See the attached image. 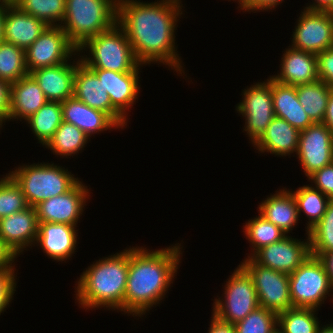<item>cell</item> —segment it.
Wrapping results in <instances>:
<instances>
[{
  "label": "cell",
  "instance_id": "4fadbf2b",
  "mask_svg": "<svg viewBox=\"0 0 333 333\" xmlns=\"http://www.w3.org/2000/svg\"><path fill=\"white\" fill-rule=\"evenodd\" d=\"M296 154L304 174L309 177L322 167L333 163V133L322 122L313 123L300 131Z\"/></svg>",
  "mask_w": 333,
  "mask_h": 333
},
{
  "label": "cell",
  "instance_id": "cb8c5ba5",
  "mask_svg": "<svg viewBox=\"0 0 333 333\" xmlns=\"http://www.w3.org/2000/svg\"><path fill=\"white\" fill-rule=\"evenodd\" d=\"M61 104L63 121L77 126L89 137L113 127L121 128L107 113L91 108L74 97Z\"/></svg>",
  "mask_w": 333,
  "mask_h": 333
},
{
  "label": "cell",
  "instance_id": "5bb4252c",
  "mask_svg": "<svg viewBox=\"0 0 333 333\" xmlns=\"http://www.w3.org/2000/svg\"><path fill=\"white\" fill-rule=\"evenodd\" d=\"M310 255L309 236L305 242L286 235L282 240L262 247L252 258L262 266L290 275Z\"/></svg>",
  "mask_w": 333,
  "mask_h": 333
},
{
  "label": "cell",
  "instance_id": "ee69618b",
  "mask_svg": "<svg viewBox=\"0 0 333 333\" xmlns=\"http://www.w3.org/2000/svg\"><path fill=\"white\" fill-rule=\"evenodd\" d=\"M208 331V333H236L234 324L223 322L214 315H212L211 324Z\"/></svg>",
  "mask_w": 333,
  "mask_h": 333
},
{
  "label": "cell",
  "instance_id": "4dcf8cb0",
  "mask_svg": "<svg viewBox=\"0 0 333 333\" xmlns=\"http://www.w3.org/2000/svg\"><path fill=\"white\" fill-rule=\"evenodd\" d=\"M292 194L297 204L298 214L303 211L309 218L306 230L308 233L325 214L329 198L314 186L309 185L299 187Z\"/></svg>",
  "mask_w": 333,
  "mask_h": 333
},
{
  "label": "cell",
  "instance_id": "d4e9b609",
  "mask_svg": "<svg viewBox=\"0 0 333 333\" xmlns=\"http://www.w3.org/2000/svg\"><path fill=\"white\" fill-rule=\"evenodd\" d=\"M300 131L284 119L274 117L264 134L254 144L264 153L287 156L297 153Z\"/></svg>",
  "mask_w": 333,
  "mask_h": 333
},
{
  "label": "cell",
  "instance_id": "ab89813d",
  "mask_svg": "<svg viewBox=\"0 0 333 333\" xmlns=\"http://www.w3.org/2000/svg\"><path fill=\"white\" fill-rule=\"evenodd\" d=\"M308 178L316 184L314 188L320 190L329 199H333V163L322 167Z\"/></svg>",
  "mask_w": 333,
  "mask_h": 333
},
{
  "label": "cell",
  "instance_id": "681fc988",
  "mask_svg": "<svg viewBox=\"0 0 333 333\" xmlns=\"http://www.w3.org/2000/svg\"><path fill=\"white\" fill-rule=\"evenodd\" d=\"M7 5L0 4V43L4 41V18Z\"/></svg>",
  "mask_w": 333,
  "mask_h": 333
},
{
  "label": "cell",
  "instance_id": "8992f818",
  "mask_svg": "<svg viewBox=\"0 0 333 333\" xmlns=\"http://www.w3.org/2000/svg\"><path fill=\"white\" fill-rule=\"evenodd\" d=\"M20 185L29 206L68 192L79 180L54 163L24 165L9 173Z\"/></svg>",
  "mask_w": 333,
  "mask_h": 333
},
{
  "label": "cell",
  "instance_id": "4316f807",
  "mask_svg": "<svg viewBox=\"0 0 333 333\" xmlns=\"http://www.w3.org/2000/svg\"><path fill=\"white\" fill-rule=\"evenodd\" d=\"M258 208V212L268 222L278 226L286 234L293 230L300 217L292 191L286 189L267 197Z\"/></svg>",
  "mask_w": 333,
  "mask_h": 333
},
{
  "label": "cell",
  "instance_id": "44dd1931",
  "mask_svg": "<svg viewBox=\"0 0 333 333\" xmlns=\"http://www.w3.org/2000/svg\"><path fill=\"white\" fill-rule=\"evenodd\" d=\"M76 226L64 223L38 222V234L35 244L47 256L57 261H64L71 258L76 250L77 230Z\"/></svg>",
  "mask_w": 333,
  "mask_h": 333
},
{
  "label": "cell",
  "instance_id": "1f68e13d",
  "mask_svg": "<svg viewBox=\"0 0 333 333\" xmlns=\"http://www.w3.org/2000/svg\"><path fill=\"white\" fill-rule=\"evenodd\" d=\"M25 50L12 43H0V79L9 84L28 75Z\"/></svg>",
  "mask_w": 333,
  "mask_h": 333
},
{
  "label": "cell",
  "instance_id": "f6af8a7d",
  "mask_svg": "<svg viewBox=\"0 0 333 333\" xmlns=\"http://www.w3.org/2000/svg\"><path fill=\"white\" fill-rule=\"evenodd\" d=\"M16 257L13 253L4 245L3 241L0 239V267L12 266Z\"/></svg>",
  "mask_w": 333,
  "mask_h": 333
},
{
  "label": "cell",
  "instance_id": "6da1fadb",
  "mask_svg": "<svg viewBox=\"0 0 333 333\" xmlns=\"http://www.w3.org/2000/svg\"><path fill=\"white\" fill-rule=\"evenodd\" d=\"M180 0H118L117 24L124 30L141 64L162 63L182 75V64L175 48L177 18L182 15ZM176 49V50H175Z\"/></svg>",
  "mask_w": 333,
  "mask_h": 333
},
{
  "label": "cell",
  "instance_id": "816d5d0a",
  "mask_svg": "<svg viewBox=\"0 0 333 333\" xmlns=\"http://www.w3.org/2000/svg\"><path fill=\"white\" fill-rule=\"evenodd\" d=\"M21 0H0V4L7 6H16Z\"/></svg>",
  "mask_w": 333,
  "mask_h": 333
},
{
  "label": "cell",
  "instance_id": "7c38bea8",
  "mask_svg": "<svg viewBox=\"0 0 333 333\" xmlns=\"http://www.w3.org/2000/svg\"><path fill=\"white\" fill-rule=\"evenodd\" d=\"M297 22L289 47L318 54L333 46V12L304 9Z\"/></svg>",
  "mask_w": 333,
  "mask_h": 333
},
{
  "label": "cell",
  "instance_id": "7bdbcfd3",
  "mask_svg": "<svg viewBox=\"0 0 333 333\" xmlns=\"http://www.w3.org/2000/svg\"><path fill=\"white\" fill-rule=\"evenodd\" d=\"M283 0H246L245 11L270 10L282 3Z\"/></svg>",
  "mask_w": 333,
  "mask_h": 333
},
{
  "label": "cell",
  "instance_id": "52a82bcc",
  "mask_svg": "<svg viewBox=\"0 0 333 333\" xmlns=\"http://www.w3.org/2000/svg\"><path fill=\"white\" fill-rule=\"evenodd\" d=\"M292 306L318 310L333 286L319 257L310 255L289 275Z\"/></svg>",
  "mask_w": 333,
  "mask_h": 333
},
{
  "label": "cell",
  "instance_id": "f907efd6",
  "mask_svg": "<svg viewBox=\"0 0 333 333\" xmlns=\"http://www.w3.org/2000/svg\"><path fill=\"white\" fill-rule=\"evenodd\" d=\"M327 325H324L323 327L319 326L316 333H333V324L331 323Z\"/></svg>",
  "mask_w": 333,
  "mask_h": 333
},
{
  "label": "cell",
  "instance_id": "db71d44e",
  "mask_svg": "<svg viewBox=\"0 0 333 333\" xmlns=\"http://www.w3.org/2000/svg\"><path fill=\"white\" fill-rule=\"evenodd\" d=\"M273 333H282L278 328Z\"/></svg>",
  "mask_w": 333,
  "mask_h": 333
},
{
  "label": "cell",
  "instance_id": "9a60e30c",
  "mask_svg": "<svg viewBox=\"0 0 333 333\" xmlns=\"http://www.w3.org/2000/svg\"><path fill=\"white\" fill-rule=\"evenodd\" d=\"M79 180L68 192L51 197L35 206L38 222L64 223L76 226L90 196Z\"/></svg>",
  "mask_w": 333,
  "mask_h": 333
},
{
  "label": "cell",
  "instance_id": "ac0fdd59",
  "mask_svg": "<svg viewBox=\"0 0 333 333\" xmlns=\"http://www.w3.org/2000/svg\"><path fill=\"white\" fill-rule=\"evenodd\" d=\"M100 80L110 96L112 107L125 119L127 110L138 99L139 70L130 72H115L103 69H91ZM129 107V108H128Z\"/></svg>",
  "mask_w": 333,
  "mask_h": 333
},
{
  "label": "cell",
  "instance_id": "7402d4cb",
  "mask_svg": "<svg viewBox=\"0 0 333 333\" xmlns=\"http://www.w3.org/2000/svg\"><path fill=\"white\" fill-rule=\"evenodd\" d=\"M7 120L24 119L37 112L48 100L31 74L10 84Z\"/></svg>",
  "mask_w": 333,
  "mask_h": 333
},
{
  "label": "cell",
  "instance_id": "7a4b0ae2",
  "mask_svg": "<svg viewBox=\"0 0 333 333\" xmlns=\"http://www.w3.org/2000/svg\"><path fill=\"white\" fill-rule=\"evenodd\" d=\"M181 244L148 251L129 248V268L124 294V312L140 316L165 297L177 272Z\"/></svg>",
  "mask_w": 333,
  "mask_h": 333
},
{
  "label": "cell",
  "instance_id": "e0dca14e",
  "mask_svg": "<svg viewBox=\"0 0 333 333\" xmlns=\"http://www.w3.org/2000/svg\"><path fill=\"white\" fill-rule=\"evenodd\" d=\"M38 234L35 207L13 213L0 219V239L16 257L29 245H34Z\"/></svg>",
  "mask_w": 333,
  "mask_h": 333
},
{
  "label": "cell",
  "instance_id": "ba28073f",
  "mask_svg": "<svg viewBox=\"0 0 333 333\" xmlns=\"http://www.w3.org/2000/svg\"><path fill=\"white\" fill-rule=\"evenodd\" d=\"M225 284L224 299H215L213 315L219 320L235 324L259 307L252 277L239 264Z\"/></svg>",
  "mask_w": 333,
  "mask_h": 333
},
{
  "label": "cell",
  "instance_id": "83f0119b",
  "mask_svg": "<svg viewBox=\"0 0 333 333\" xmlns=\"http://www.w3.org/2000/svg\"><path fill=\"white\" fill-rule=\"evenodd\" d=\"M331 89L320 80L296 86L298 100L313 123L323 122Z\"/></svg>",
  "mask_w": 333,
  "mask_h": 333
},
{
  "label": "cell",
  "instance_id": "f5cc1de1",
  "mask_svg": "<svg viewBox=\"0 0 333 333\" xmlns=\"http://www.w3.org/2000/svg\"><path fill=\"white\" fill-rule=\"evenodd\" d=\"M235 1V0H234ZM238 1V3L240 4L239 6H240V8L242 9V10H245L246 9V0H237Z\"/></svg>",
  "mask_w": 333,
  "mask_h": 333
},
{
  "label": "cell",
  "instance_id": "2e32d148",
  "mask_svg": "<svg viewBox=\"0 0 333 333\" xmlns=\"http://www.w3.org/2000/svg\"><path fill=\"white\" fill-rule=\"evenodd\" d=\"M73 97L91 108L107 113L121 128L127 124V120L112 107L103 81L81 61L76 65Z\"/></svg>",
  "mask_w": 333,
  "mask_h": 333
},
{
  "label": "cell",
  "instance_id": "3957f363",
  "mask_svg": "<svg viewBox=\"0 0 333 333\" xmlns=\"http://www.w3.org/2000/svg\"><path fill=\"white\" fill-rule=\"evenodd\" d=\"M129 268V249L99 259L77 282L76 299L83 308L118 309L124 312V294Z\"/></svg>",
  "mask_w": 333,
  "mask_h": 333
},
{
  "label": "cell",
  "instance_id": "8fae6325",
  "mask_svg": "<svg viewBox=\"0 0 333 333\" xmlns=\"http://www.w3.org/2000/svg\"><path fill=\"white\" fill-rule=\"evenodd\" d=\"M75 52L78 53V48L60 26H48L25 50L28 73L67 62Z\"/></svg>",
  "mask_w": 333,
  "mask_h": 333
},
{
  "label": "cell",
  "instance_id": "60d3db41",
  "mask_svg": "<svg viewBox=\"0 0 333 333\" xmlns=\"http://www.w3.org/2000/svg\"><path fill=\"white\" fill-rule=\"evenodd\" d=\"M318 78L333 88V46L316 54Z\"/></svg>",
  "mask_w": 333,
  "mask_h": 333
},
{
  "label": "cell",
  "instance_id": "c3c4849f",
  "mask_svg": "<svg viewBox=\"0 0 333 333\" xmlns=\"http://www.w3.org/2000/svg\"><path fill=\"white\" fill-rule=\"evenodd\" d=\"M320 259L326 268L330 283L333 286V251L323 254Z\"/></svg>",
  "mask_w": 333,
  "mask_h": 333
},
{
  "label": "cell",
  "instance_id": "d6a6232c",
  "mask_svg": "<svg viewBox=\"0 0 333 333\" xmlns=\"http://www.w3.org/2000/svg\"><path fill=\"white\" fill-rule=\"evenodd\" d=\"M314 312L311 308L292 307L278 314L277 327L282 333H316L320 324Z\"/></svg>",
  "mask_w": 333,
  "mask_h": 333
},
{
  "label": "cell",
  "instance_id": "d590c367",
  "mask_svg": "<svg viewBox=\"0 0 333 333\" xmlns=\"http://www.w3.org/2000/svg\"><path fill=\"white\" fill-rule=\"evenodd\" d=\"M16 6L48 26H60L64 20L65 0H21Z\"/></svg>",
  "mask_w": 333,
  "mask_h": 333
},
{
  "label": "cell",
  "instance_id": "7dc6e473",
  "mask_svg": "<svg viewBox=\"0 0 333 333\" xmlns=\"http://www.w3.org/2000/svg\"><path fill=\"white\" fill-rule=\"evenodd\" d=\"M304 9L333 12V0H315L313 4L306 6Z\"/></svg>",
  "mask_w": 333,
  "mask_h": 333
},
{
  "label": "cell",
  "instance_id": "b9f144b4",
  "mask_svg": "<svg viewBox=\"0 0 333 333\" xmlns=\"http://www.w3.org/2000/svg\"><path fill=\"white\" fill-rule=\"evenodd\" d=\"M10 84L0 79V124L7 121L9 111ZM6 120V121H5Z\"/></svg>",
  "mask_w": 333,
  "mask_h": 333
},
{
  "label": "cell",
  "instance_id": "9c48e42d",
  "mask_svg": "<svg viewBox=\"0 0 333 333\" xmlns=\"http://www.w3.org/2000/svg\"><path fill=\"white\" fill-rule=\"evenodd\" d=\"M240 265L252 277L260 307L277 315L292 308L289 275L258 264L252 257Z\"/></svg>",
  "mask_w": 333,
  "mask_h": 333
},
{
  "label": "cell",
  "instance_id": "8d00e7d4",
  "mask_svg": "<svg viewBox=\"0 0 333 333\" xmlns=\"http://www.w3.org/2000/svg\"><path fill=\"white\" fill-rule=\"evenodd\" d=\"M23 190L10 174L0 179V219L28 208Z\"/></svg>",
  "mask_w": 333,
  "mask_h": 333
},
{
  "label": "cell",
  "instance_id": "f1b7e54d",
  "mask_svg": "<svg viewBox=\"0 0 333 333\" xmlns=\"http://www.w3.org/2000/svg\"><path fill=\"white\" fill-rule=\"evenodd\" d=\"M26 122L32 128L39 143L46 145L63 122L61 102L47 101Z\"/></svg>",
  "mask_w": 333,
  "mask_h": 333
},
{
  "label": "cell",
  "instance_id": "f546056e",
  "mask_svg": "<svg viewBox=\"0 0 333 333\" xmlns=\"http://www.w3.org/2000/svg\"><path fill=\"white\" fill-rule=\"evenodd\" d=\"M88 139L90 137L77 126L63 121L45 147L56 155L71 157L85 147Z\"/></svg>",
  "mask_w": 333,
  "mask_h": 333
},
{
  "label": "cell",
  "instance_id": "277c9868",
  "mask_svg": "<svg viewBox=\"0 0 333 333\" xmlns=\"http://www.w3.org/2000/svg\"><path fill=\"white\" fill-rule=\"evenodd\" d=\"M118 0H65L60 27L80 48L89 38L111 29L117 23Z\"/></svg>",
  "mask_w": 333,
  "mask_h": 333
},
{
  "label": "cell",
  "instance_id": "ffe728a7",
  "mask_svg": "<svg viewBox=\"0 0 333 333\" xmlns=\"http://www.w3.org/2000/svg\"><path fill=\"white\" fill-rule=\"evenodd\" d=\"M80 61L81 59H78L76 64L67 61L58 65L39 68L30 74L37 81L48 101L63 102L73 97L76 65Z\"/></svg>",
  "mask_w": 333,
  "mask_h": 333
},
{
  "label": "cell",
  "instance_id": "74e56055",
  "mask_svg": "<svg viewBox=\"0 0 333 333\" xmlns=\"http://www.w3.org/2000/svg\"><path fill=\"white\" fill-rule=\"evenodd\" d=\"M277 322L276 313L259 306L234 326L236 333H273L277 329Z\"/></svg>",
  "mask_w": 333,
  "mask_h": 333
},
{
  "label": "cell",
  "instance_id": "d6986e66",
  "mask_svg": "<svg viewBox=\"0 0 333 333\" xmlns=\"http://www.w3.org/2000/svg\"><path fill=\"white\" fill-rule=\"evenodd\" d=\"M280 74L271 78L284 85L297 86L319 80L316 54L295 49H286L280 64Z\"/></svg>",
  "mask_w": 333,
  "mask_h": 333
},
{
  "label": "cell",
  "instance_id": "30bf717a",
  "mask_svg": "<svg viewBox=\"0 0 333 333\" xmlns=\"http://www.w3.org/2000/svg\"><path fill=\"white\" fill-rule=\"evenodd\" d=\"M237 105L236 110L245 117L244 130L249 135L252 144H255L275 117L272 78L243 90V100Z\"/></svg>",
  "mask_w": 333,
  "mask_h": 333
},
{
  "label": "cell",
  "instance_id": "e575fe53",
  "mask_svg": "<svg viewBox=\"0 0 333 333\" xmlns=\"http://www.w3.org/2000/svg\"><path fill=\"white\" fill-rule=\"evenodd\" d=\"M306 234L310 239L311 255L320 258L333 251V199H329L321 220Z\"/></svg>",
  "mask_w": 333,
  "mask_h": 333
},
{
  "label": "cell",
  "instance_id": "484cf974",
  "mask_svg": "<svg viewBox=\"0 0 333 333\" xmlns=\"http://www.w3.org/2000/svg\"><path fill=\"white\" fill-rule=\"evenodd\" d=\"M272 98L275 117L286 120L299 131L313 124L298 100L296 86L280 84L272 79Z\"/></svg>",
  "mask_w": 333,
  "mask_h": 333
},
{
  "label": "cell",
  "instance_id": "603a6c76",
  "mask_svg": "<svg viewBox=\"0 0 333 333\" xmlns=\"http://www.w3.org/2000/svg\"><path fill=\"white\" fill-rule=\"evenodd\" d=\"M47 27L43 21L23 12L18 6H7L4 18V41L26 50Z\"/></svg>",
  "mask_w": 333,
  "mask_h": 333
},
{
  "label": "cell",
  "instance_id": "5b68a950",
  "mask_svg": "<svg viewBox=\"0 0 333 333\" xmlns=\"http://www.w3.org/2000/svg\"><path fill=\"white\" fill-rule=\"evenodd\" d=\"M85 49H89L91 57H80L89 69L130 72L139 70V66L143 65L137 60L126 33L117 23L111 29L89 38L78 48V52Z\"/></svg>",
  "mask_w": 333,
  "mask_h": 333
},
{
  "label": "cell",
  "instance_id": "836d02e7",
  "mask_svg": "<svg viewBox=\"0 0 333 333\" xmlns=\"http://www.w3.org/2000/svg\"><path fill=\"white\" fill-rule=\"evenodd\" d=\"M243 228H245L244 232L247 239L254 248H252L253 253L248 257H252L262 247L278 242L286 236L284 231L271 222H268L261 214L250 221L248 220Z\"/></svg>",
  "mask_w": 333,
  "mask_h": 333
},
{
  "label": "cell",
  "instance_id": "f35d334b",
  "mask_svg": "<svg viewBox=\"0 0 333 333\" xmlns=\"http://www.w3.org/2000/svg\"><path fill=\"white\" fill-rule=\"evenodd\" d=\"M14 270V265L0 267V315L9 306L16 291Z\"/></svg>",
  "mask_w": 333,
  "mask_h": 333
},
{
  "label": "cell",
  "instance_id": "bcb514c9",
  "mask_svg": "<svg viewBox=\"0 0 333 333\" xmlns=\"http://www.w3.org/2000/svg\"><path fill=\"white\" fill-rule=\"evenodd\" d=\"M322 123L326 125L333 133V88L330 92L325 116Z\"/></svg>",
  "mask_w": 333,
  "mask_h": 333
}]
</instances>
